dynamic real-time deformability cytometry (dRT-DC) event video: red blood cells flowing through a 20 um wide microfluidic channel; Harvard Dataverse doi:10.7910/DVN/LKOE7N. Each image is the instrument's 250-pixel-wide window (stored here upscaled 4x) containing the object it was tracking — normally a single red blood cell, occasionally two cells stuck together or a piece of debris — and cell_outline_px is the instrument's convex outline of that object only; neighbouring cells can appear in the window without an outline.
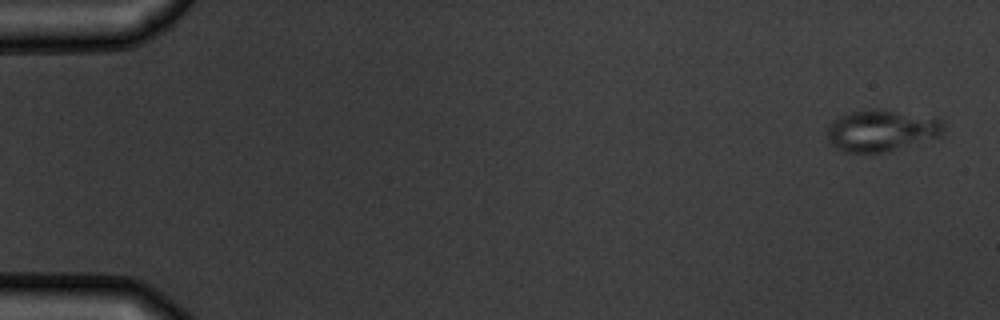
{"species": "common noctule bat (a hibernating species)", "species_latin": "Nyctalus noctula", "temperature_condition": "warm", "stored_images_in_passage": 5, "camera_frame_rate_fps": 3000, "um_per_image_px": 0.085, "animal": {"sex": "male", "body_mass_g": 19.5, "forearm_length_mm": 54.6}, "frame": {"image": 1, "passage_image": 1, "time_ms": 0.0, "image_size_px": [1000, 320], "cell_outline_px": [[944, 132], [940, 136], [888, 152], [844, 152], [836, 148], [828, 140], [828, 128], [840, 116], [852, 112], [872, 108], [896, 112], [940, 120], [944, 124]], "centroid_in_image_um": [74.91, 11.13], "position_along_channel_um": 10.1, "area_um2": 27.46}}